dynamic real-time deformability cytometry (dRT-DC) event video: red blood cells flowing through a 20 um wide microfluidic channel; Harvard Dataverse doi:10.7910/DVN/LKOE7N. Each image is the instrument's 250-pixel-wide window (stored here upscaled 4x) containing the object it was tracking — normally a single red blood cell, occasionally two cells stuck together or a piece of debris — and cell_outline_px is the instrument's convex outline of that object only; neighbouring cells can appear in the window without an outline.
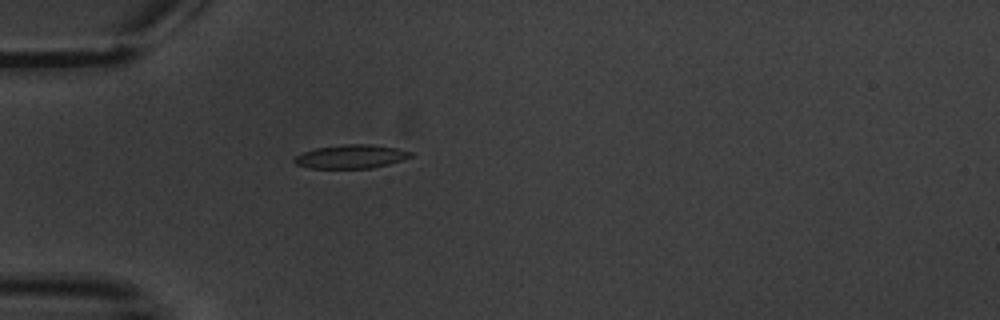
{"species": "common noctule bat (a hibernating species)", "species_latin": "Nyctalus noctula", "temperature_condition": "warm", "stored_images_in_passage": 5, "camera_frame_rate_fps": 3000, "um_per_image_px": 0.085, "animal": {"sex": "male", "body_mass_g": 20.1, "forearm_length_mm": 53.5}, "frame": {"image": 1, "passage_image": 5, "time_ms": 5.333, "image_size_px": [1000, 320], "cell_outline_px": [[412, 156], [388, 164], [372, 168], [308, 168], [296, 164], [292, 160], [296, 156], [304, 152], [316, 148], [344, 144], [372, 144], [396, 148], [412, 152]], "centroid_in_image_um": [29.81, 13.3], "position_along_channel_um": 55.2, "area_um2": 15.9}}